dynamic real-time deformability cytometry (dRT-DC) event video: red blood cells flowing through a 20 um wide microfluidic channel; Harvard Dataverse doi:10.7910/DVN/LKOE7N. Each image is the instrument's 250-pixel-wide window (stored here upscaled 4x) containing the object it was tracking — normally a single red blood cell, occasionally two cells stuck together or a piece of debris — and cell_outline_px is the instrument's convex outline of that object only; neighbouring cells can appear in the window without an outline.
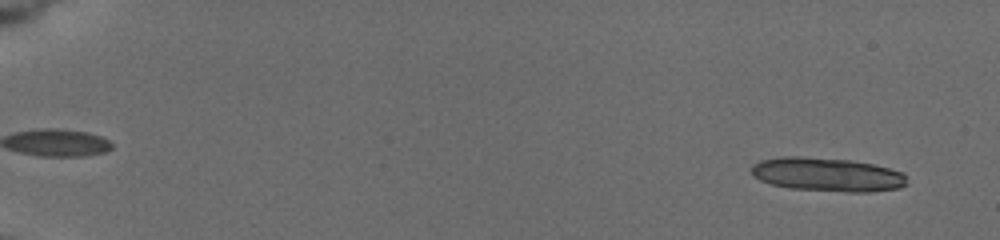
{"species": "common noctule bat (a hibernating species)", "species_latin": "Nyctalus noctula", "temperature_condition": "cold", "stored_images_in_passage": 21, "camera_frame_rate_fps": 3000, "um_per_image_px": 0.085, "animal": {"sex": "female", "body_mass_g": 19.5, "forearm_length_mm": 54.1}, "frame": {"image": 1, "passage_image": 1, "time_ms": 0.0, "image_size_px": [1000, 240], "cell_outline_px": [[908, 184], [900, 188], [868, 192], [844, 192], [788, 188], [772, 184], [760, 180], [752, 176], [752, 164], [760, 160], [784, 156], [796, 156], [852, 160], [872, 164], [904, 172]], "centroid_in_image_um": [70.32, 14.84], "position_along_channel_um": 14.7, "area_um2": 30.81}}
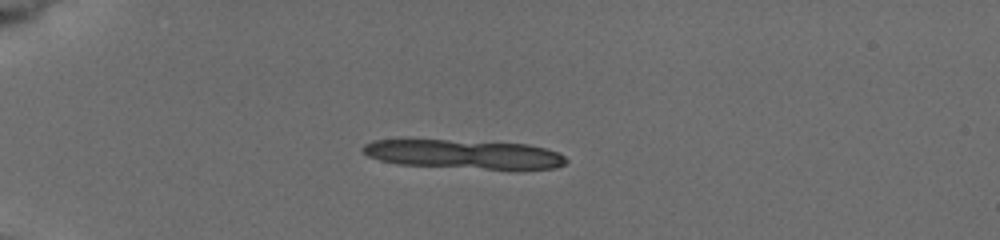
{"frame": {"image": 2, "passage_image": 15, "time_ms": 4.0, "image_size_px": [1000, 240], "cell_outline_px": [[568, 160], [564, 164], [556, 168], [484, 168], [396, 164], [380, 160], [368, 156], [360, 148], [364, 144], [372, 140], [444, 140], [528, 144], [544, 148], [556, 152], [564, 156]], "centroid_in_image_um": [39.37, 13.1], "position_along_channel_um": 45.6, "area_um2": 33.64}}